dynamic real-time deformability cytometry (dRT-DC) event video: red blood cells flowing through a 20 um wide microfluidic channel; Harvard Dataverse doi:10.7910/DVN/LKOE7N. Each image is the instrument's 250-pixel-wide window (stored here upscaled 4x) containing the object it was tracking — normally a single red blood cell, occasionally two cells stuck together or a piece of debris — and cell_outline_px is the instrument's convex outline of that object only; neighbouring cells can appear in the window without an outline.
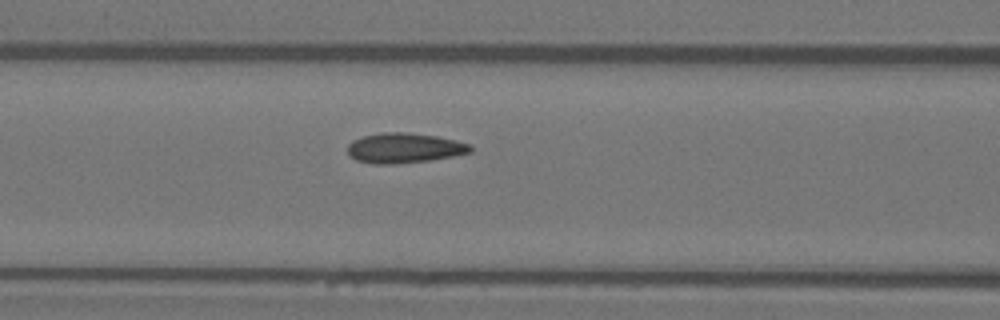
{"species": "Egyptian fruit bat (a non-hibernating species)", "species_latin": "Rousettus aegyptiacus", "temperature_condition": "warm", "stored_images_in_passage": 27, "camera_frame_rate_fps": 3000, "um_per_image_px": 0.085, "animal": {"sex": "female"}, "frame": {"image": 1, "passage_image": 6, "time_ms": 1.667, "image_size_px": [1000, 320], "cell_outline_px": [[472, 152], [452, 156], [428, 160], [392, 164], [376, 164], [356, 160], [348, 156], [348, 144], [352, 140], [364, 136], [384, 132], [404, 132], [436, 136], [456, 140], [472, 144]], "centroid_in_image_um": [34.36, 12.58], "position_along_channel_um": 132.2, "area_um2": 21.44}}
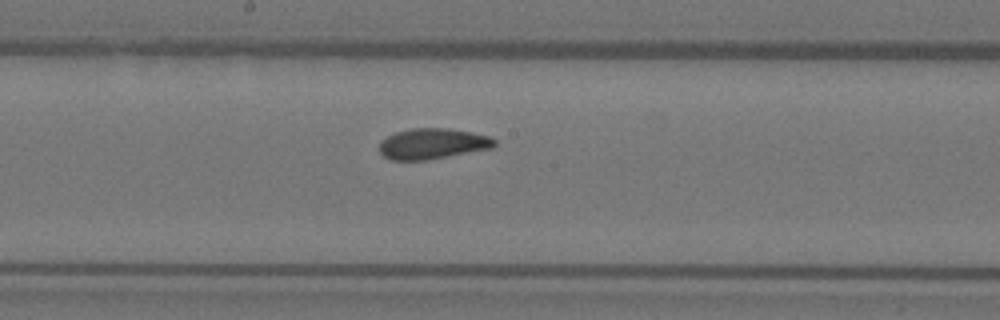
{"frame": {"image": 2, "passage_image": 12, "time_ms": 3.667, "image_size_px": [1000, 320], "cell_outline_px": [[496, 144], [492, 148], [424, 160], [392, 160], [384, 156], [380, 152], [380, 140], [396, 132], [412, 128], [448, 128], [472, 132], [488, 136], [496, 140]], "centroid_in_image_um": [36.76, 12.21], "position_along_channel_um": 211.4, "area_um2": 20.4}}
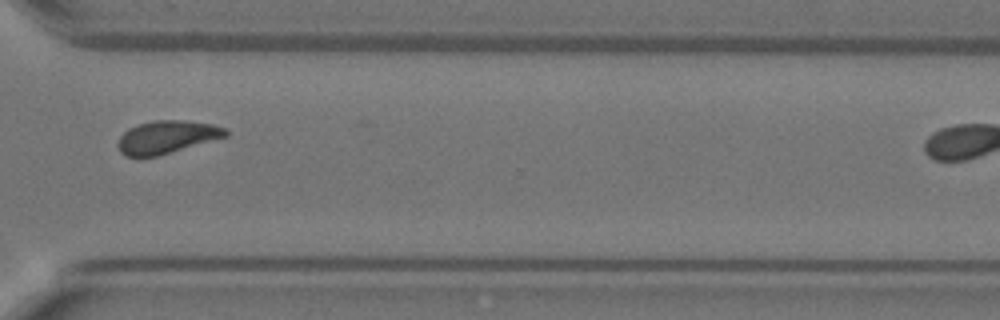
{"frame": {"image": 3, "passage_image": 23, "time_ms": 7.333, "image_size_px": [1000, 320], "cell_outline_px": [[228, 136], [160, 156], [128, 156], [120, 152], [116, 144], [120, 136], [128, 128], [140, 124], [156, 120], [184, 120], [212, 124], [224, 128], [228, 132]], "centroid_in_image_um": [14.18, 11.65], "position_along_channel_um": 356.4, "area_um2": 20.63}}